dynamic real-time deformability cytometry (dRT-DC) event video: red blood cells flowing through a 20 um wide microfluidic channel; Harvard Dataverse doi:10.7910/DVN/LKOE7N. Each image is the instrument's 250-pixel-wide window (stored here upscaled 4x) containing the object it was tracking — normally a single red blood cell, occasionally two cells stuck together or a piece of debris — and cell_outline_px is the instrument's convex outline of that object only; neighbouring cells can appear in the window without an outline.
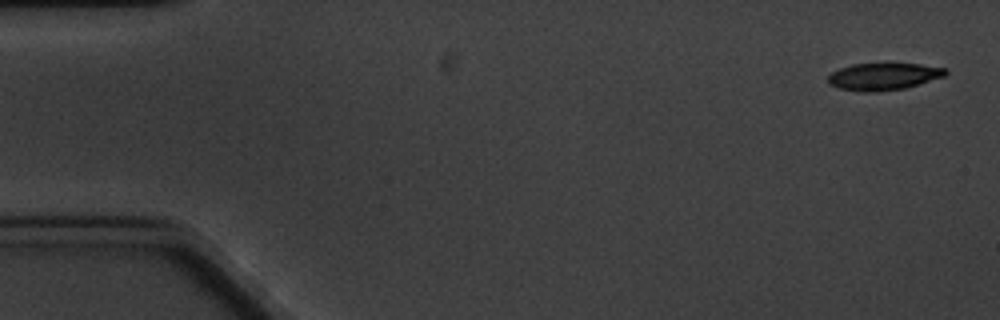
{"species": "common noctule bat (a hibernating species)", "species_latin": "Nyctalus noctula", "temperature_condition": "cold", "stored_images_in_passage": 10, "camera_frame_rate_fps": 3000, "um_per_image_px": 0.085, "animal": {"sex": "male", "body_mass_g": 20.1, "forearm_length_mm": 53.5}, "frame": {"image": 1, "passage_image": 1, "time_ms": 0.0, "image_size_px": [1000, 320], "cell_outline_px": [[948, 72], [944, 76], [904, 88], [876, 92], [864, 92], [840, 88], [828, 84], [828, 76], [832, 72], [840, 68], [852, 64], [888, 60], [920, 64], [948, 68]], "centroid_in_image_um": [75.11, 6.44], "position_along_channel_um": 9.9, "area_um2": 19.36}}
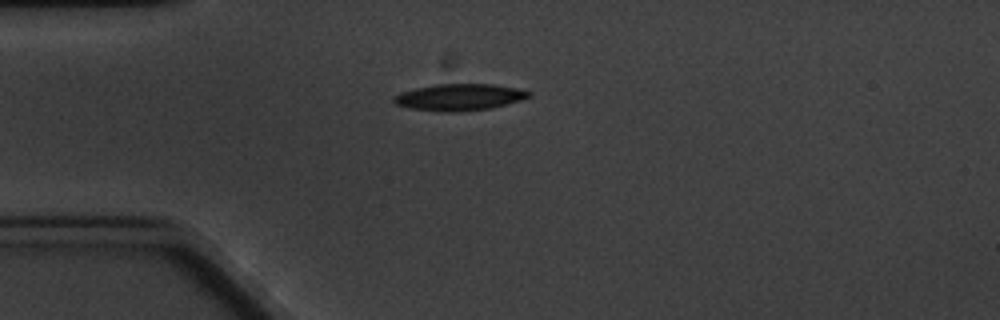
{"frame": {"image": 2, "passage_image": 4, "time_ms": 4.333, "image_size_px": [1000, 320], "cell_outline_px": [[532, 96], [520, 100], [492, 108], [452, 112], [444, 112], [408, 108], [396, 104], [392, 100], [400, 92], [416, 88], [436, 84], [492, 84], [516, 88], [532, 92]], "centroid_in_image_um": [39.05, 8.26], "position_along_channel_um": 45.9, "area_um2": 20.87}}
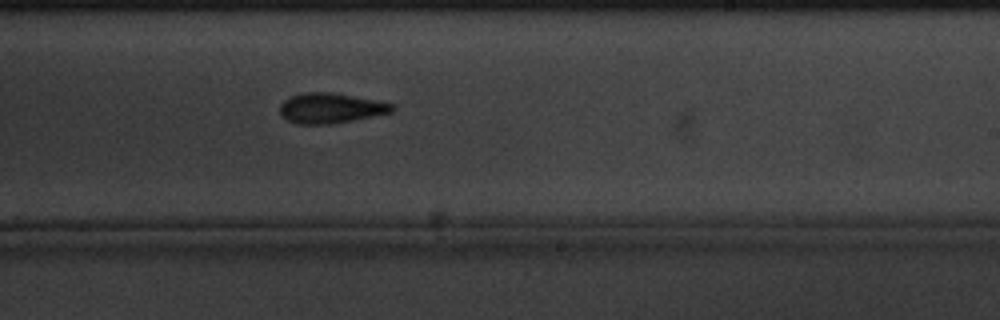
{"frame": {"image": 3, "passage_image": 10, "time_ms": 11.333, "image_size_px": [1000, 320], "cell_outline_px": [[396, 108], [392, 112], [332, 124], [296, 124], [280, 116], [280, 104], [284, 100], [292, 96], [304, 92], [332, 92], [396, 104]], "centroid_in_image_um": [28.1, 9.19], "position_along_channel_um": 260.9, "area_um2": 19.77}}